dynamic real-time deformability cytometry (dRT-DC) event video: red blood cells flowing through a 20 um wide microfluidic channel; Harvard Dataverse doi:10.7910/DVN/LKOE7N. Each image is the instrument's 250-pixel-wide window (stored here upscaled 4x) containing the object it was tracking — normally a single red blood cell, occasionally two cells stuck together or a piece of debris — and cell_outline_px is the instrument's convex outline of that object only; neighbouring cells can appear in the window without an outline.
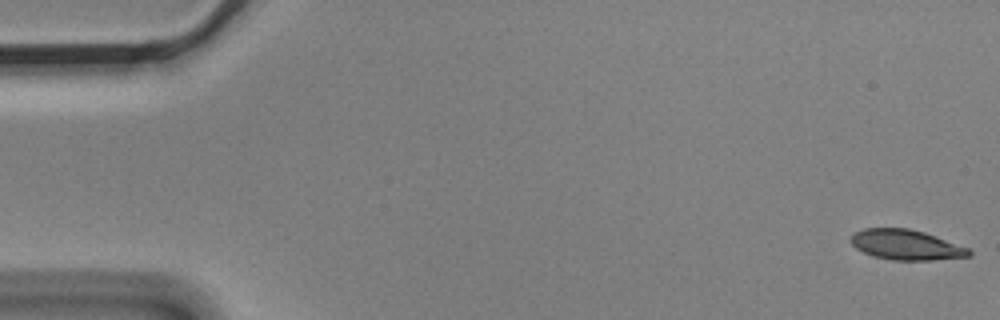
{"species": "Egyptian fruit bat (a non-hibernating species)", "species_latin": "Rousettus aegyptiacus", "temperature_condition": "cold", "stored_images_in_passage": 3, "camera_frame_rate_fps": 3000, "um_per_image_px": 0.085, "animal": {"sex": "male"}, "frame": {"image": 1, "passage_image": 1, "time_ms": 0.0, "image_size_px": [1000, 320], "cell_outline_px": [[972, 256], [932, 260], [892, 260], [876, 256], [864, 252], [856, 248], [848, 240], [852, 232], [864, 228], [908, 228], [924, 232], [936, 236], [968, 248], [972, 252]], "centroid_in_image_um": [76.99, 20.8], "position_along_channel_um": 8.0, "area_um2": 20.81}}